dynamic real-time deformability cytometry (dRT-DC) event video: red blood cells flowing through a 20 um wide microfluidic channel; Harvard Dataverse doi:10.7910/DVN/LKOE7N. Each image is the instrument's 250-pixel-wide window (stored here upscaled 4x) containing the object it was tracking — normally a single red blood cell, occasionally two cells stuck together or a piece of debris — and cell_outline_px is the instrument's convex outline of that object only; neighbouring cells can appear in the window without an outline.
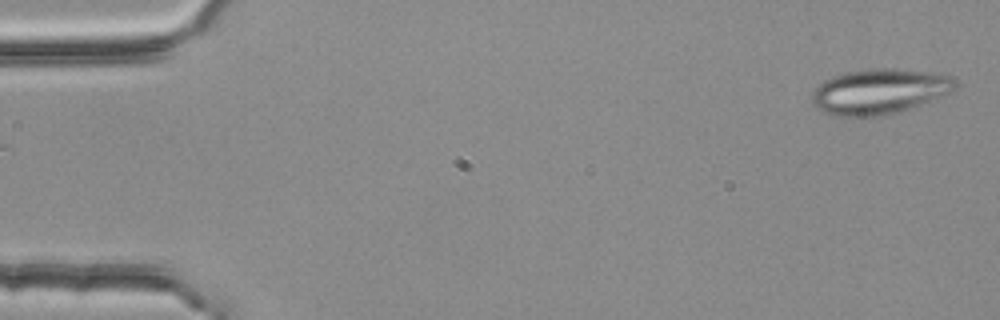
{"species": "common noctule bat (a hibernating species)", "species_latin": "Nyctalus noctula", "temperature_condition": "room temperature", "stored_images_in_passage": 5, "camera_frame_rate_fps": 3000, "um_per_image_px": 0.085, "animal": {"sex": "female", "body_mass_g": 25.1}, "frame": {"image": 1, "passage_image": 5, "time_ms": 1.333, "image_size_px": [1000, 320], "cell_outline_px": [[956, 84], [952, 92], [900, 112], [876, 116], [836, 116], [820, 112], [812, 104], [812, 92], [824, 80], [832, 76], [848, 72], [876, 68], [896, 68], [936, 72], [948, 76]], "centroid_in_image_um": [74.71, 7.78], "position_along_channel_um": 10.3, "area_um2": 37.8}}